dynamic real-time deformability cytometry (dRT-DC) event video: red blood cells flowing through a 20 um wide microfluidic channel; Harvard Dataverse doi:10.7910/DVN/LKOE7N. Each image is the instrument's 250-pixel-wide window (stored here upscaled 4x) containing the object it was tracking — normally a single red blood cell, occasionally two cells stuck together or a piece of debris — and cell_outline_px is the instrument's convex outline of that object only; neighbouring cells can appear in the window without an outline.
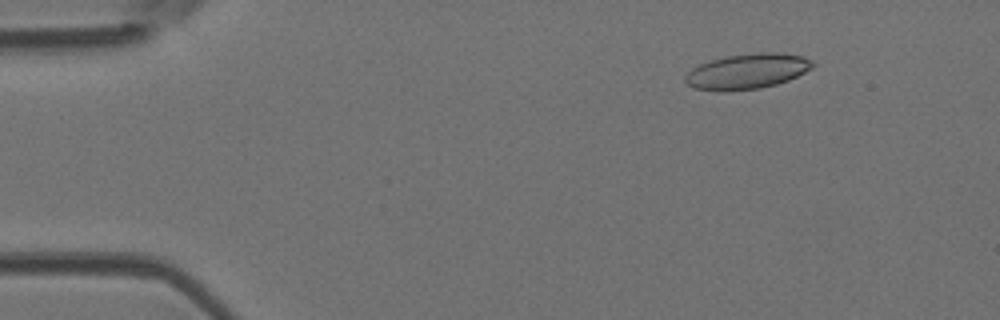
{"species": "Egyptian fruit bat (a non-hibernating species)", "species_latin": "Rousettus aegyptiacus", "temperature_condition": "room temperature", "stored_images_in_passage": 2, "camera_frame_rate_fps": 3000, "um_per_image_px": 0.085, "animal": {"sex": "female"}, "frame": {"image": 1, "passage_image": 2, "time_ms": 0.333, "image_size_px": [1000, 320], "cell_outline_px": [[816, 64], [812, 68], [788, 80], [776, 84], [760, 88], [724, 92], [696, 88], [688, 84], [684, 80], [684, 76], [692, 68], [700, 64], [724, 56], [756, 52], [776, 52], [800, 56], [812, 60]], "centroid_in_image_um": [63.5, 6.06], "position_along_channel_um": 21.5, "area_um2": 26.18}}